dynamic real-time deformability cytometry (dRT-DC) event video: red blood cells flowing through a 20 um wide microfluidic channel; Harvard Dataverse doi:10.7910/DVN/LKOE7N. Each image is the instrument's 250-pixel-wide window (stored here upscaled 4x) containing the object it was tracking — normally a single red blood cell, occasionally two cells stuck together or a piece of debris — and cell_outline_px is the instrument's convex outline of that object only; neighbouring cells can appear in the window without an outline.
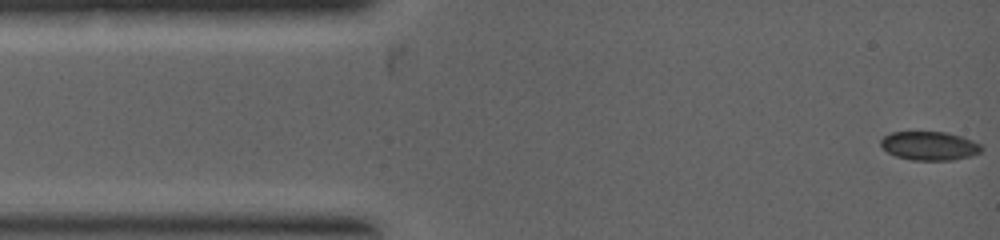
{"species": "common noctule bat (a hibernating species)", "species_latin": "Nyctalus noctula", "temperature_condition": "warm", "stored_images_in_passage": 16, "camera_frame_rate_fps": 5000, "um_per_image_px": 0.085, "animal": {"sex": "female", "body_mass_g": 19.0, "forearm_length_mm": 53.3}, "frame": {"image": 1, "passage_image": 1, "time_ms": 0.0, "image_size_px": [1000, 240], "cell_outline_px": [[984, 148], [980, 152], [972, 156], [952, 160], [912, 160], [896, 156], [888, 152], [880, 144], [880, 140], [884, 136], [892, 132], [948, 132], [972, 140], [980, 144]], "centroid_in_image_um": [79.02, 12.4], "position_along_channel_um": 6.0, "area_um2": 16.88}}
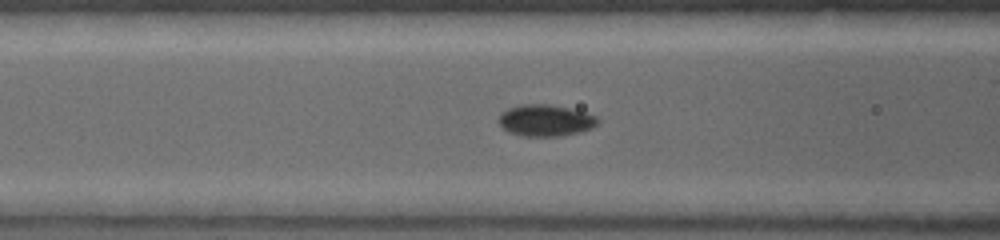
{"frame": {"image": 2, "passage_image": 10, "time_ms": 2.8, "image_size_px": [1000, 240], "cell_outline_px": [[600, 120], [592, 128], [580, 132], [560, 136], [520, 136], [508, 132], [496, 120], [500, 112], [508, 108], [520, 104], [548, 104], [568, 108], [584, 112], [596, 116]], "centroid_in_image_um": [46.32, 10.23], "position_along_channel_um": 120.3, "area_um2": 18.38}}
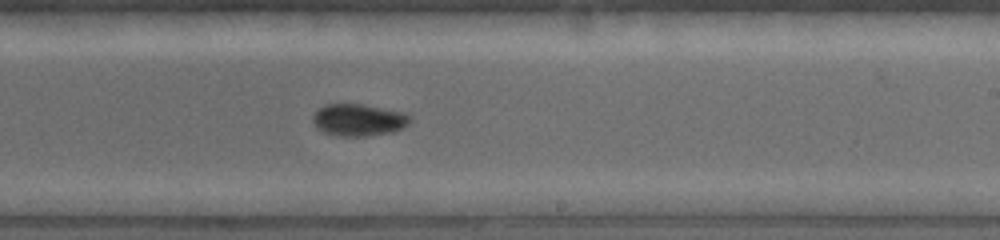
{"frame": {"image": 3, "passage_image": 16, "time_ms": 4.8, "image_size_px": [1000, 240], "cell_outline_px": [[412, 120], [404, 128], [392, 132], [364, 136], [340, 136], [324, 132], [316, 128], [312, 120], [312, 116], [324, 104], [364, 104], [404, 112]], "centroid_in_image_um": [30.48, 10.19], "position_along_channel_um": 258.5, "area_um2": 18.21}}